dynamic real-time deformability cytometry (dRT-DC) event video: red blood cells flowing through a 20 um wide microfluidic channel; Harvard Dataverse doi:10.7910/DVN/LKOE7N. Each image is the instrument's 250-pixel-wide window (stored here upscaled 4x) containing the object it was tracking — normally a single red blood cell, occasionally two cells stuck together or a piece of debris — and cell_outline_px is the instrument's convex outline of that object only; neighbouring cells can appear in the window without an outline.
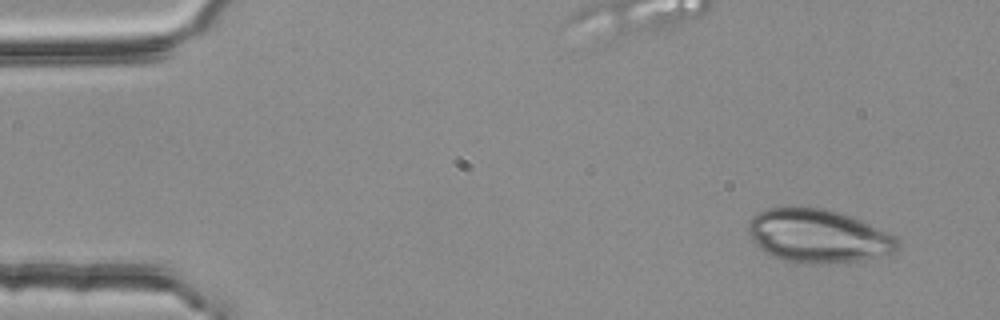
{"species": "common noctule bat (a hibernating species)", "species_latin": "Nyctalus noctula", "temperature_condition": "room temperature", "stored_images_in_passage": 4, "camera_frame_rate_fps": 3000, "um_per_image_px": 0.085, "animal": {"sex": "female", "body_mass_g": 25.1}, "frame": {"image": 1, "passage_image": 1, "time_ms": 0.0, "image_size_px": [1000, 320], "cell_outline_px": [[900, 248], [896, 252], [860, 260], [784, 260], [772, 256], [764, 252], [752, 240], [748, 232], [748, 220], [752, 216], [768, 208], [824, 208], [860, 220], [888, 232], [896, 236], [900, 240]], "centroid_in_image_um": [69.54, 20.01], "position_along_channel_um": 15.5, "area_um2": 45.03}}